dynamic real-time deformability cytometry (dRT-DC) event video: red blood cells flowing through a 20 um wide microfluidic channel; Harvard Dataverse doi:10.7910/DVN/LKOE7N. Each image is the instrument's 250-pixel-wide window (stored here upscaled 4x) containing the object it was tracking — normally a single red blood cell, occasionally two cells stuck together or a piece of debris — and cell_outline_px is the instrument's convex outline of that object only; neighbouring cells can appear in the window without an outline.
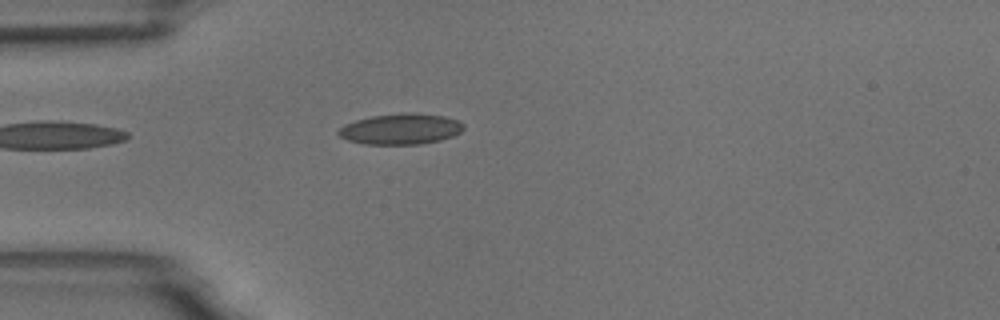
{"species": "common noctule bat (a hibernating species)", "species_latin": "Nyctalus noctula", "temperature_condition": "room temperature", "stored_images_in_passage": 1, "camera_frame_rate_fps": 3000, "um_per_image_px": 0.085, "animal": {"sex": "male", "body_mass_g": 18.8}, "frame": {"image": 1, "passage_image": 1, "time_ms": 0.0, "image_size_px": [1000, 320], "cell_outline_px": [[464, 128], [460, 132], [452, 136], [440, 140], [420, 144], [364, 144], [348, 140], [340, 136], [336, 132], [344, 124], [356, 120], [372, 116], [404, 112], [412, 112], [444, 116], [456, 120], [464, 124]], "centroid_in_image_um": [34.05, 10.96], "position_along_channel_um": 50.9, "area_um2": 22.43}}